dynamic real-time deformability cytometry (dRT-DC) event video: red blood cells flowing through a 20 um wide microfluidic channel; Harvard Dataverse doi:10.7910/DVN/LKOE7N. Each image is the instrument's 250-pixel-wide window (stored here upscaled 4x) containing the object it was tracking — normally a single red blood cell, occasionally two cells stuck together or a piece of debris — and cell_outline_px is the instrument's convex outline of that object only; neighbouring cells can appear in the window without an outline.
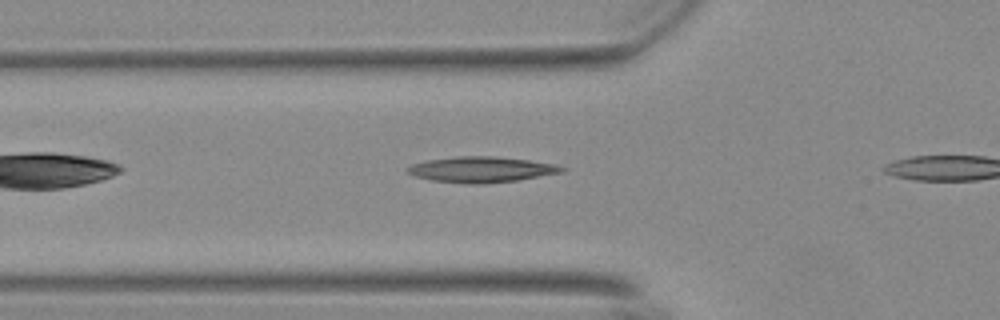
{"species": "Egyptian fruit bat (a non-hibernating species)", "species_latin": "Rousettus aegyptiacus", "temperature_condition": "warm", "stored_images_in_passage": 5, "camera_frame_rate_fps": 3000, "um_per_image_px": 0.085, "animal": {"sex": "female"}, "frame": {"image": 1, "passage_image": 4, "time_ms": 1.0, "image_size_px": [1000, 320], "cell_outline_px": [[568, 168], [564, 172], [516, 180], [484, 184], [464, 184], [432, 180], [416, 176], [408, 172], [404, 168], [412, 164], [428, 160], [456, 156], [492, 156], [528, 160], [552, 164]], "centroid_in_image_um": [40.9, 14.41], "position_along_channel_um": 84.9, "area_um2": 23.0}}